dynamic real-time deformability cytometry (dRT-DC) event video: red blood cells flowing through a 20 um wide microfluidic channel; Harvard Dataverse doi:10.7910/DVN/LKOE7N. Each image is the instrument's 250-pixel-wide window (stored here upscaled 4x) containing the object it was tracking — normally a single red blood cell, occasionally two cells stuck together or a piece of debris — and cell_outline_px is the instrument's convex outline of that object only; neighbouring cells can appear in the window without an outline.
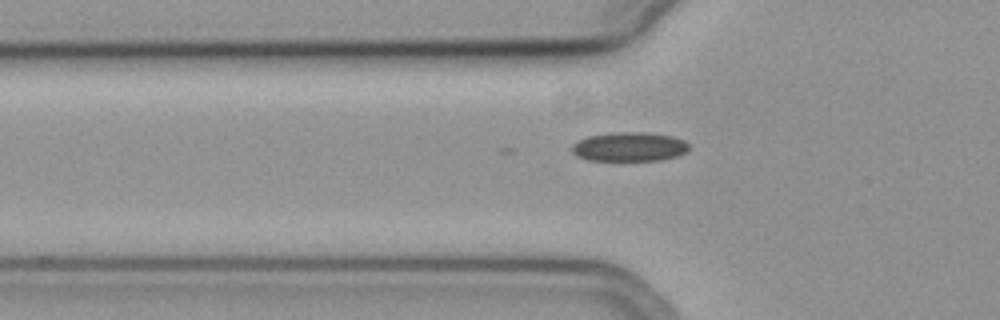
{"species": "common noctule bat (a hibernating species)", "species_latin": "Nyctalus noctula", "temperature_condition": "cold", "stored_images_in_passage": 4, "camera_frame_rate_fps": 3000, "um_per_image_px": 0.085, "animal": {"sex": "female", "body_mass_g": 19.3, "forearm_length_mm": 54.1}, "frame": {"image": 1, "passage_image": 4, "time_ms": 1.0, "image_size_px": [1000, 320], "cell_outline_px": [[688, 148], [684, 152], [676, 156], [660, 160], [588, 160], [576, 156], [572, 152], [572, 144], [588, 136], [616, 132], [644, 132], [672, 136], [684, 140], [688, 144]], "centroid_in_image_um": [53.47, 12.47], "position_along_channel_um": 72.3, "area_um2": 19.71}}